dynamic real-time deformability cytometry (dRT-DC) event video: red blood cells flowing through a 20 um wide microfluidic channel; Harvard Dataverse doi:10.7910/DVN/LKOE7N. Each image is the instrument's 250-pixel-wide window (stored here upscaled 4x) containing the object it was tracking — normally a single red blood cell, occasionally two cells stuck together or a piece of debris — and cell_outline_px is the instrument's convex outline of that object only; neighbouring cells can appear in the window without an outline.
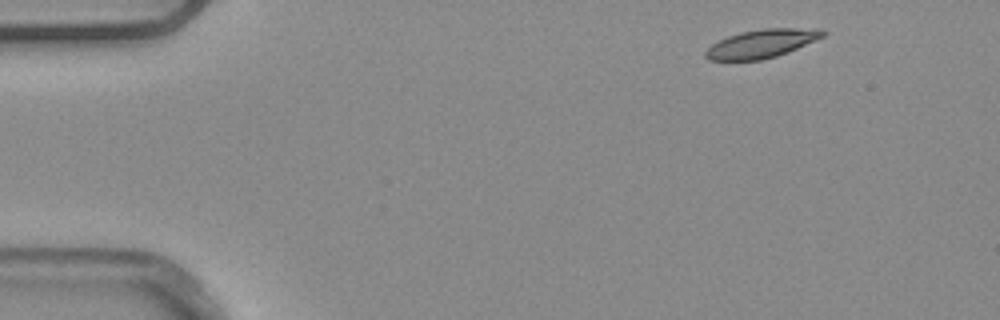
{"species": "common noctule bat (a hibernating species)", "species_latin": "Nyctalus noctula", "temperature_condition": "warm", "stored_images_in_passage": 4, "segment_of_instrument_passage": [1, 2], "camera_frame_rate_fps": 3000, "um_per_image_px": 0.085, "animal": {"sex": "male", "body_mass_g": 20.4}, "frame": {"image": 1, "passage_image": 1, "time_ms": 0.0, "image_size_px": [1000, 320], "cell_outline_px": [[828, 32], [824, 36], [816, 40], [788, 52], [776, 56], [760, 60], [708, 60], [704, 56], [704, 52], [712, 44], [728, 36], [740, 32], [764, 28], [820, 28]], "centroid_in_image_um": [64.77, 3.7], "position_along_channel_um": 20.2, "area_um2": 19.48}}